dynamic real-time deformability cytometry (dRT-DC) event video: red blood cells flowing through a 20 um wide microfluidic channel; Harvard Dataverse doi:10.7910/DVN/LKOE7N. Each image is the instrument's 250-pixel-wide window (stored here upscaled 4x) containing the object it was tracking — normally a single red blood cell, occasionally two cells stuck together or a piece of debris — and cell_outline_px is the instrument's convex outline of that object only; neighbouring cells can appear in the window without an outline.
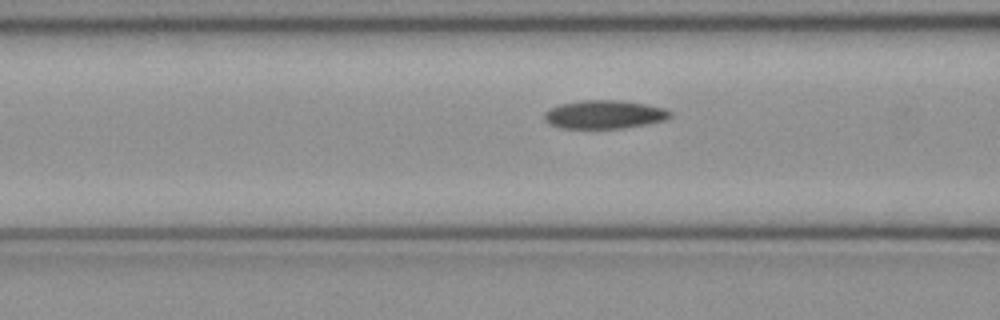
{"species": "common noctule bat (a hibernating species)", "species_latin": "Nyctalus noctula", "temperature_condition": "cold", "stored_images_in_passage": 37, "camera_frame_rate_fps": 3000, "um_per_image_px": 0.085, "animal": {"sex": "female", "body_mass_g": 21.9}, "frame": {"image": 1, "passage_image": 8, "time_ms": 2.333, "image_size_px": [1000, 320], "cell_outline_px": [[672, 116], [668, 120], [648, 124], [624, 128], [564, 128], [552, 124], [544, 120], [544, 112], [560, 104], [580, 100], [624, 100], [664, 108], [672, 112]], "centroid_in_image_um": [51.43, 9.72], "position_along_channel_um": 115.2, "area_um2": 20.92}}
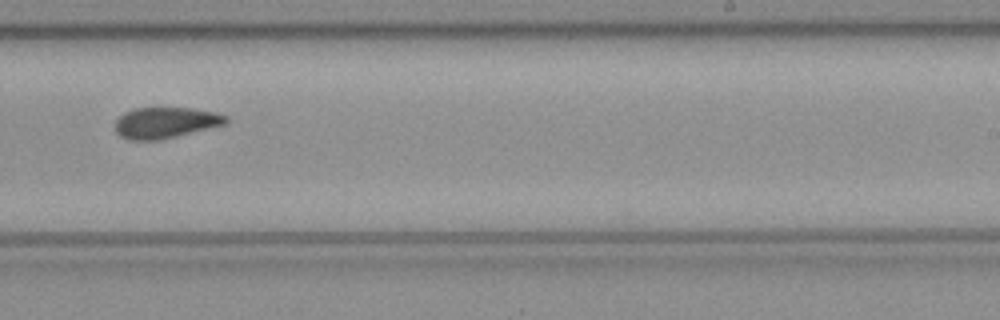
{"frame": {"image": 2, "passage_image": 20, "time_ms": 6.333, "image_size_px": [1000, 320], "cell_outline_px": [[228, 120], [224, 124], [160, 140], [128, 140], [120, 136], [116, 132], [116, 120], [124, 112], [136, 108], [192, 108], [216, 112], [228, 116]], "centroid_in_image_um": [14.05, 10.42], "position_along_channel_um": 274.9, "area_um2": 19.88}}
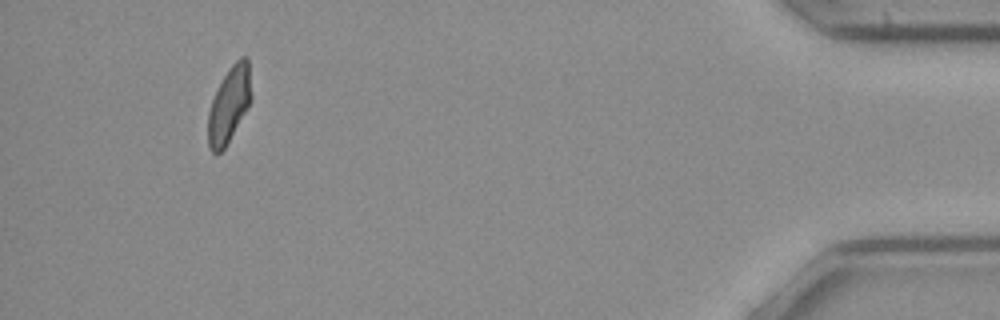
{"frame": {"image": 3, "passage_image": 36, "time_ms": 11.667, "image_size_px": [1000, 320], "cell_outline_px": [[252, 96], [244, 112], [224, 148], [220, 152], [212, 152], [208, 148], [208, 112], [212, 100], [228, 68], [240, 56], [248, 56]], "centroid_in_image_um": [19.47, 8.84], "position_along_channel_um": 415.7, "area_um2": 18.67}}